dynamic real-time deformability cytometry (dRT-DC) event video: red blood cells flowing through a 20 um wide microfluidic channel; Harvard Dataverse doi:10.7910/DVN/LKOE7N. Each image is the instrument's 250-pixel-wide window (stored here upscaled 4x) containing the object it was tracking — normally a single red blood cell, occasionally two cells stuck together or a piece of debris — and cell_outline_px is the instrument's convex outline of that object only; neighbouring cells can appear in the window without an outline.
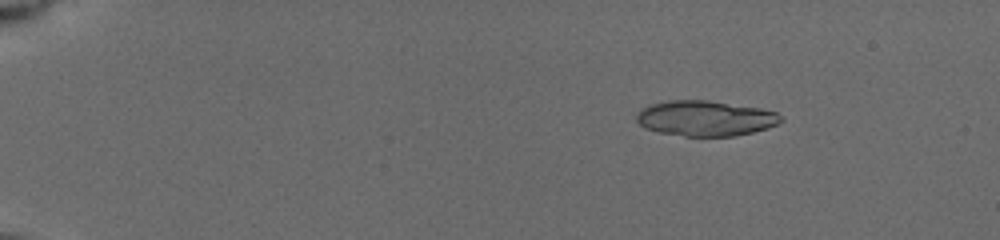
{"species": "common noctule bat (a hibernating species)", "species_latin": "Nyctalus noctula", "temperature_condition": "cold", "stored_images_in_passage": 62, "camera_frame_rate_fps": 3000, "um_per_image_px": 0.085, "animal": {"sex": "female", "body_mass_g": 19.5, "forearm_length_mm": 54.1}, "frame": {"image": 1, "passage_image": 12, "time_ms": 2.333, "image_size_px": [1000, 240], "cell_outline_px": [[784, 120], [768, 128], [736, 136], [684, 136], [656, 132], [644, 128], [636, 120], [636, 112], [652, 104], [668, 100], [708, 100], [760, 108], [776, 112], [784, 116]], "centroid_in_image_um": [59.96, 10.06], "position_along_channel_um": 25.0, "area_um2": 29.94}}
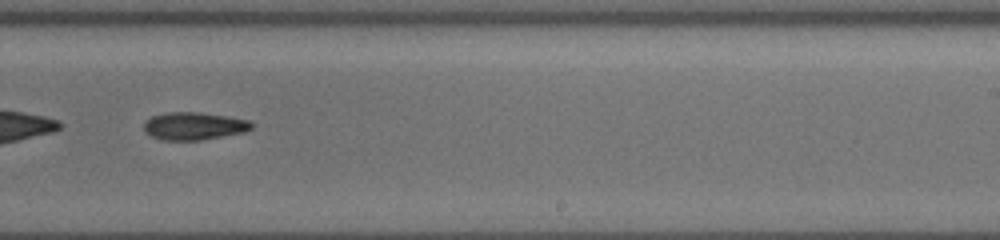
{"frame": {"image": 2, "passage_image": 51, "time_ms": 11.667, "image_size_px": [1000, 240], "cell_outline_px": [[252, 128], [244, 132], [200, 140], [160, 140], [144, 132], [144, 120], [152, 116], [168, 112], [200, 112], [248, 120], [252, 124]], "centroid_in_image_um": [16.43, 10.71], "position_along_channel_um": 272.6, "area_um2": 17.28}}
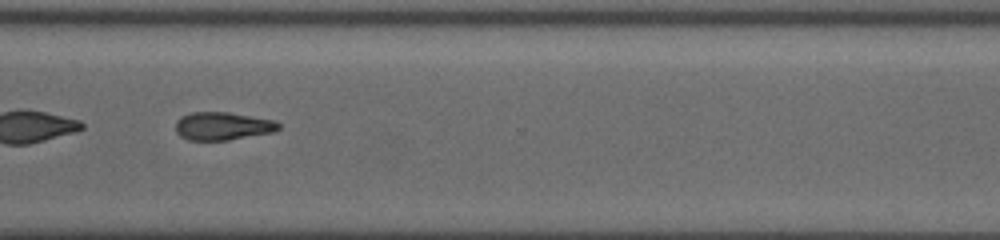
{"frame": {"image": 3, "passage_image": 61, "time_ms": 13.667, "image_size_px": [1000, 240], "cell_outline_px": [[280, 128], [272, 132], [228, 140], [188, 140], [180, 136], [176, 132], [176, 120], [180, 116], [192, 112], [228, 112], [272, 120], [280, 124]], "centroid_in_image_um": [18.87, 10.71], "position_along_channel_um": 351.7, "area_um2": 16.7}}